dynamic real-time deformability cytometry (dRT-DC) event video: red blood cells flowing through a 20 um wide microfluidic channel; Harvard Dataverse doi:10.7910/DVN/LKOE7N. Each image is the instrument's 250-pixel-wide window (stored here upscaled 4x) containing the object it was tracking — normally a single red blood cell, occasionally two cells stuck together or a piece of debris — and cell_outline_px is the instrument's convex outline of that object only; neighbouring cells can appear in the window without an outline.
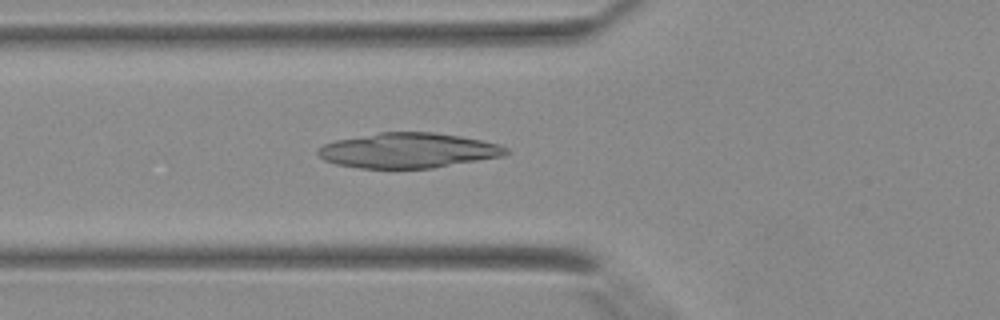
{"species": "Egyptian fruit bat (a non-hibernating species)", "species_latin": "Rousettus aegyptiacus", "temperature_condition": "warm", "stored_images_in_passage": 41, "camera_frame_rate_fps": 3000, "um_per_image_px": 0.085, "animal": {"sex": "female"}, "frame": {"image": 1, "passage_image": 15, "time_ms": 4.667, "image_size_px": [1000, 320], "cell_outline_px": [[508, 152], [504, 156], [432, 168], [360, 168], [336, 164], [324, 160], [316, 152], [324, 144], [336, 140], [380, 132], [432, 132], [460, 136], [500, 144], [508, 148]], "centroid_in_image_um": [34.71, 12.79], "position_along_channel_um": 91.1, "area_um2": 38.26}}
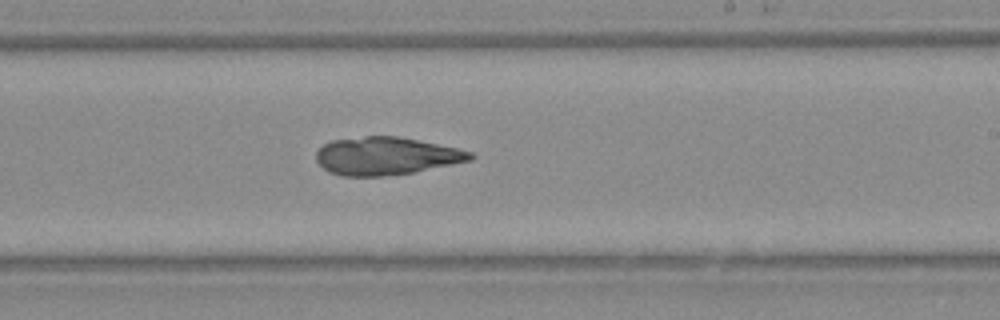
{"frame": {"image": 2, "passage_image": 25, "time_ms": 8.0, "image_size_px": [1000, 320], "cell_outline_px": [[476, 156], [472, 160], [412, 172], [380, 176], [344, 176], [328, 172], [316, 160], [316, 152], [324, 144], [332, 140], [364, 136], [396, 136], [456, 148], [472, 152]], "centroid_in_image_um": [32.79, 13.26], "position_along_channel_um": 256.2, "area_um2": 33.58}}
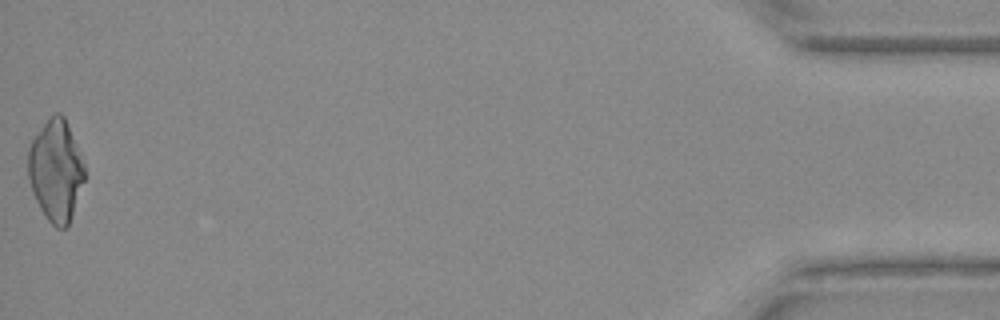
{"frame": {"image": 3, "passage_image": 41, "time_ms": 13.333, "image_size_px": [1000, 320], "cell_outline_px": [[84, 180], [68, 224], [64, 228], [56, 228], [48, 220], [40, 208], [32, 192], [28, 176], [28, 148], [32, 140], [44, 124], [56, 112], [60, 112], [64, 116], [80, 152], [84, 164]], "centroid_in_image_um": [4.73, 14.48], "position_along_channel_um": 430.5, "area_um2": 32.83}}